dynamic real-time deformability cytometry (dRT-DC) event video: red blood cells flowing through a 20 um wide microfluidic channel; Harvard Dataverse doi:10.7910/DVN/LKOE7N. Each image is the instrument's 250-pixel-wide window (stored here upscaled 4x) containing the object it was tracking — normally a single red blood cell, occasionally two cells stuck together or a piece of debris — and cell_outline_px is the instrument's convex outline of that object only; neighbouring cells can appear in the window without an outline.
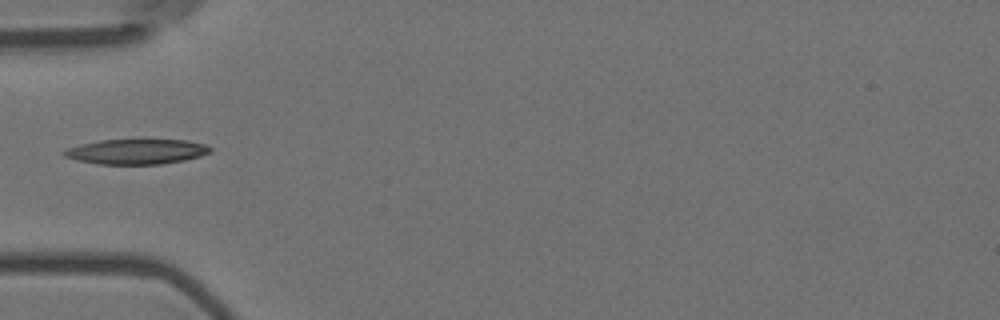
{"species": "Egyptian fruit bat (a non-hibernating species)", "species_latin": "Rousettus aegyptiacus", "temperature_condition": "room temperature", "stored_images_in_passage": 1, "camera_frame_rate_fps": 3000, "um_per_image_px": 0.085, "animal": {"sex": "female"}, "frame": {"image": 1, "passage_image": 1, "time_ms": 0.0, "image_size_px": [1000, 320], "cell_outline_px": [[212, 152], [200, 156], [184, 160], [160, 164], [100, 164], [76, 160], [64, 156], [60, 152], [68, 148], [100, 140], [188, 140], [204, 144], [212, 148]], "centroid_in_image_um": [11.62, 12.89], "position_along_channel_um": 73.4, "area_um2": 21.21}}